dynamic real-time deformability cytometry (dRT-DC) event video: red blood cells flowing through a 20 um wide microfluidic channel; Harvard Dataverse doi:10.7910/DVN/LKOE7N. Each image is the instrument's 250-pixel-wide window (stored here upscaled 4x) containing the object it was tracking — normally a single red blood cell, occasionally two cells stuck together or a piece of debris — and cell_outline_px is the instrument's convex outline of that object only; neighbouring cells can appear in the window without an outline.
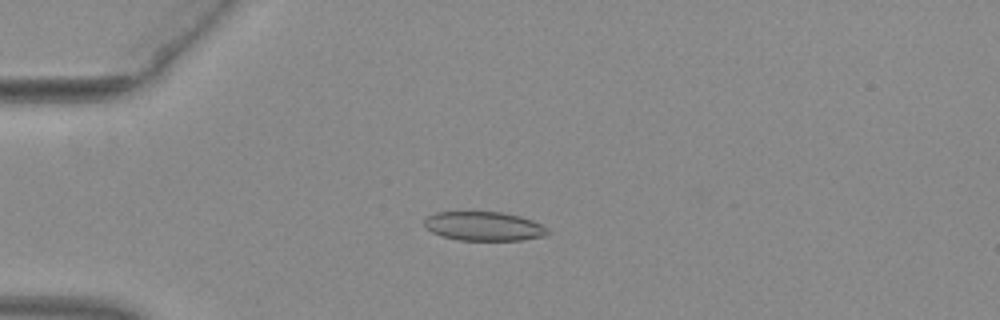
{"species": "common noctule bat (a hibernating species)", "species_latin": "Nyctalus noctula", "temperature_condition": "warm", "stored_images_in_passage": 53, "camera_frame_rate_fps": 3000, "um_per_image_px": 0.085, "animal": {"sex": "female", "body_mass_g": 29.2, "forearm_length_mm": 56.3}, "frame": {"image": 1, "passage_image": 15, "time_ms": 4.667, "image_size_px": [1000, 320], "cell_outline_px": [[552, 232], [548, 236], [524, 240], [456, 240], [440, 236], [432, 232], [424, 224], [424, 220], [428, 216], [436, 212], [472, 208], [504, 212], [520, 216], [532, 220], [548, 228]], "centroid_in_image_um": [41.13, 19.18], "position_along_channel_um": 43.9, "area_um2": 22.14}}
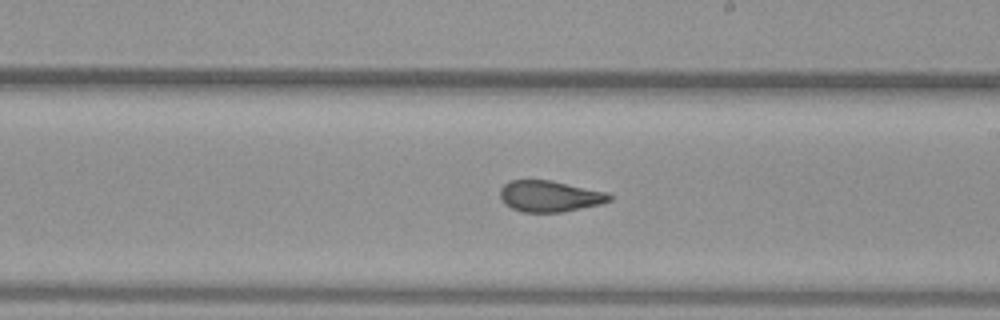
{"frame": {"image": 2, "passage_image": 32, "time_ms": 10.333, "image_size_px": [1000, 320], "cell_outline_px": [[612, 200], [600, 204], [564, 212], [524, 212], [512, 208], [504, 204], [500, 200], [500, 188], [508, 180], [552, 180], [608, 192], [612, 196]], "centroid_in_image_um": [46.72, 16.67], "position_along_channel_um": 242.3, "area_um2": 20.11}}
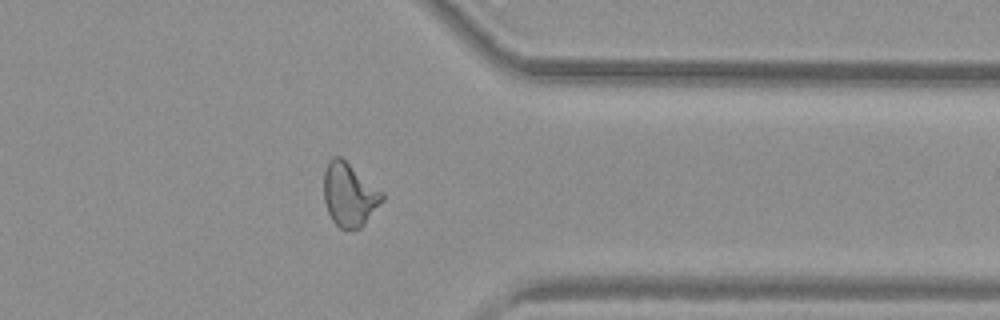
{"frame": {"image": 3, "passage_image": 43, "time_ms": 14.0, "image_size_px": [1000, 320], "cell_outline_px": [[384, 200], [364, 224], [360, 228], [340, 228], [332, 220], [328, 212], [324, 200], [324, 172], [328, 160], [332, 156], [340, 156], [384, 192]], "centroid_in_image_um": [29.7, 16.52], "position_along_channel_um": 381.7, "area_um2": 21.56}, "authors_computed_cell_mechanics": {"area_um2": 21.4438, "velocity_mm_per_s": 4.0014, "shape_relaxation_time_tau1_ms": 8.1945, "shape_relaxation_time_tau2_ms": 1.4956, "deformation_change_tau1": 0.2063, "deformation_change_tau2": 0.0746}}